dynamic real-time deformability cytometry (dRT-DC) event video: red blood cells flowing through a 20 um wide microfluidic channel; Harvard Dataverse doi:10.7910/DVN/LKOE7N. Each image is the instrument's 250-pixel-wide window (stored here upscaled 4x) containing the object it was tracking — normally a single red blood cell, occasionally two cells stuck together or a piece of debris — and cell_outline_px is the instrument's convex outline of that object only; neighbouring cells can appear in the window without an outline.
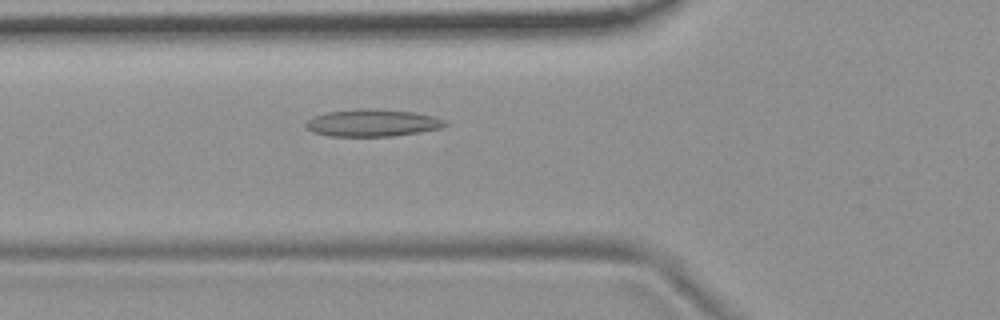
{"species": "common noctule bat (a hibernating species)", "species_latin": "Nyctalus noctula", "temperature_condition": "room temperature", "stored_images_in_passage": 50, "camera_frame_rate_fps": 3000, "um_per_image_px": 0.085, "animal": {"sex": "female", "body_mass_g": 19.9}, "frame": {"image": 1, "passage_image": 20, "time_ms": 6.333, "image_size_px": [1000, 320], "cell_outline_px": [[448, 124], [440, 128], [420, 132], [392, 136], [328, 136], [312, 132], [304, 124], [312, 116], [328, 112], [356, 108], [372, 108], [416, 112], [432, 116], [444, 120]], "centroid_in_image_um": [31.63, 10.44], "position_along_channel_um": 94.2, "area_um2": 22.2}}
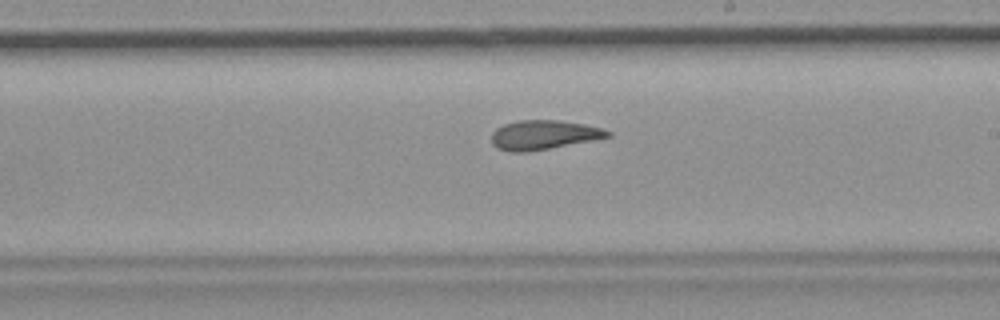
{"frame": {"image": 2, "passage_image": 32, "time_ms": 10.333, "image_size_px": [1000, 320], "cell_outline_px": [[612, 136], [592, 140], [528, 152], [508, 152], [496, 148], [492, 144], [492, 132], [496, 128], [504, 124], [520, 120], [560, 120], [584, 124], [604, 128], [612, 132]], "centroid_in_image_um": [46.2, 11.46], "position_along_channel_um": 242.8, "area_um2": 19.94}}
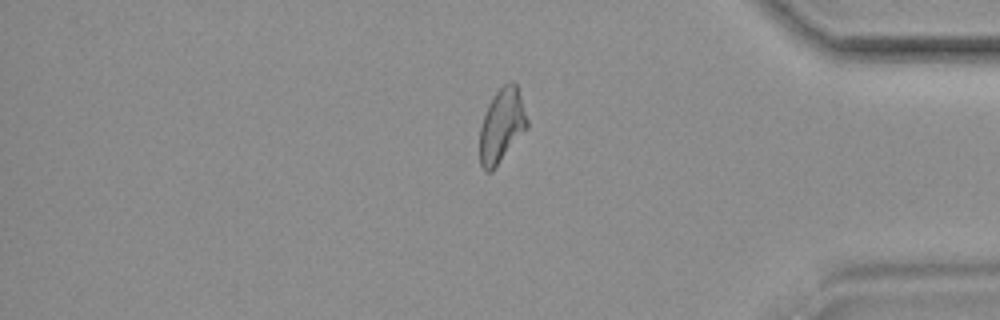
{"frame": {"image": 3, "passage_image": 46, "time_ms": 15.0, "image_size_px": [1000, 320], "cell_outline_px": [[528, 128], [492, 172], [484, 172], [480, 164], [480, 128], [488, 104], [496, 92], [504, 84], [516, 84], [528, 120]], "centroid_in_image_um": [42.64, 10.74], "position_along_channel_um": 392.6, "area_um2": 20.23}}